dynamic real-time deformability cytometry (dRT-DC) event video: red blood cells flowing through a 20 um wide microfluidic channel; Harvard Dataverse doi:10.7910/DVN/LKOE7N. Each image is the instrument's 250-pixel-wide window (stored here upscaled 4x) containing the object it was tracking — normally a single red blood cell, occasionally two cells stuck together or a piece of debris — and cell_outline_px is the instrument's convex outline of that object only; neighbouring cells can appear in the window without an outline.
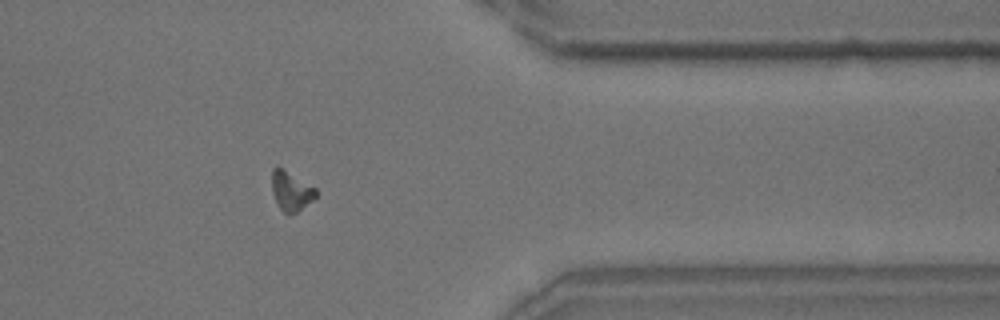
{"species": "common noctule bat (a hibernating species)", "species_latin": "Nyctalus noctula", "temperature_condition": "room temperature", "stored_images_in_passage": 60, "camera_frame_rate_fps": 3000, "um_per_image_px": 0.085, "animal": {"sex": "male", "body_mass_g": 18.8}, "frame": {"image": 1, "passage_image": 49, "time_ms": 16.0, "image_size_px": [1000, 320], "cell_outline_px": [[316, 196], [312, 200], [296, 212], [288, 216], [280, 208], [272, 192], [272, 168], [276, 164], [316, 188]], "centroid_in_image_um": [24.71, 16.21], "position_along_channel_um": 386.7, "area_um2": 10.06}}